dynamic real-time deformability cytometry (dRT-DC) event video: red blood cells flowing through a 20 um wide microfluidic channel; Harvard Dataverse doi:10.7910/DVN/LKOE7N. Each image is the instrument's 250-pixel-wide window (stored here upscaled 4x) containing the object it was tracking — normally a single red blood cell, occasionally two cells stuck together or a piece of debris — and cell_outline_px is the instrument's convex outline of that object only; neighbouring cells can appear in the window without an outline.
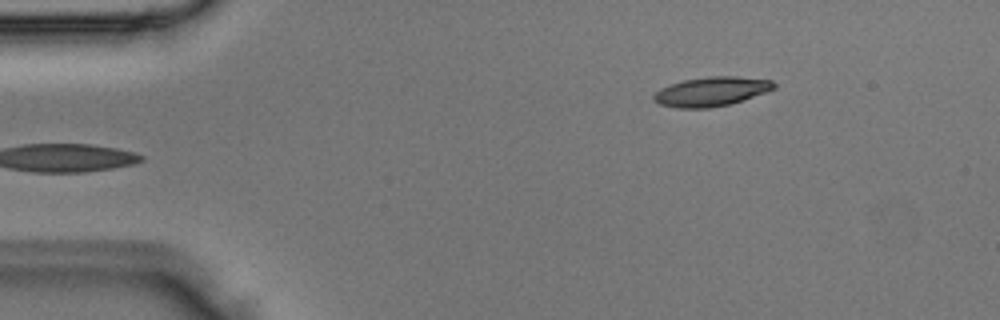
{"species": "Egyptian fruit bat (a non-hibernating species)", "species_latin": "Rousettus aegyptiacus", "temperature_condition": "room temperature", "stored_images_in_passage": 4, "camera_frame_rate_fps": 3000, "um_per_image_px": 0.085, "animal": {"sex": "male"}, "frame": {"image": 1, "passage_image": 4, "time_ms": 1.0, "image_size_px": [1000, 320], "cell_outline_px": [[776, 88], [768, 92], [728, 104], [708, 108], [676, 108], [660, 104], [652, 100], [652, 96], [660, 88], [668, 84], [684, 80], [708, 76], [736, 76], [772, 80], [776, 84]], "centroid_in_image_um": [60.45, 7.77], "position_along_channel_um": 24.5, "area_um2": 20.63}}